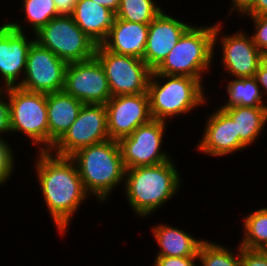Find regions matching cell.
Wrapping results in <instances>:
<instances>
[{
  "mask_svg": "<svg viewBox=\"0 0 267 266\" xmlns=\"http://www.w3.org/2000/svg\"><path fill=\"white\" fill-rule=\"evenodd\" d=\"M35 155L33 169L43 202L57 235L66 236L74 215L90 195L70 156L55 155L51 151H37Z\"/></svg>",
  "mask_w": 267,
  "mask_h": 266,
  "instance_id": "obj_1",
  "label": "cell"
},
{
  "mask_svg": "<svg viewBox=\"0 0 267 266\" xmlns=\"http://www.w3.org/2000/svg\"><path fill=\"white\" fill-rule=\"evenodd\" d=\"M173 160L172 157L164 163L126 169L123 196L134 218L144 220L152 217V214L178 196L183 181Z\"/></svg>",
  "mask_w": 267,
  "mask_h": 266,
  "instance_id": "obj_2",
  "label": "cell"
},
{
  "mask_svg": "<svg viewBox=\"0 0 267 266\" xmlns=\"http://www.w3.org/2000/svg\"><path fill=\"white\" fill-rule=\"evenodd\" d=\"M70 157L90 198L103 205L120 185L123 190L126 168L118 141L109 139L85 146Z\"/></svg>",
  "mask_w": 267,
  "mask_h": 266,
  "instance_id": "obj_3",
  "label": "cell"
},
{
  "mask_svg": "<svg viewBox=\"0 0 267 266\" xmlns=\"http://www.w3.org/2000/svg\"><path fill=\"white\" fill-rule=\"evenodd\" d=\"M147 93L152 119L168 124L209 104L205 86L188 76L151 73Z\"/></svg>",
  "mask_w": 267,
  "mask_h": 266,
  "instance_id": "obj_4",
  "label": "cell"
},
{
  "mask_svg": "<svg viewBox=\"0 0 267 266\" xmlns=\"http://www.w3.org/2000/svg\"><path fill=\"white\" fill-rule=\"evenodd\" d=\"M213 36L214 23L192 24L152 73L193 77L204 85V75L215 66Z\"/></svg>",
  "mask_w": 267,
  "mask_h": 266,
  "instance_id": "obj_5",
  "label": "cell"
},
{
  "mask_svg": "<svg viewBox=\"0 0 267 266\" xmlns=\"http://www.w3.org/2000/svg\"><path fill=\"white\" fill-rule=\"evenodd\" d=\"M8 98L11 135L27 138L35 152L49 151L47 94L8 87Z\"/></svg>",
  "mask_w": 267,
  "mask_h": 266,
  "instance_id": "obj_6",
  "label": "cell"
},
{
  "mask_svg": "<svg viewBox=\"0 0 267 266\" xmlns=\"http://www.w3.org/2000/svg\"><path fill=\"white\" fill-rule=\"evenodd\" d=\"M224 27L222 20L214 23L213 56H217L216 50L221 48V54H218L221 62L218 65H222L223 73H227L229 78L255 77L262 53L253 43L249 31L241 27L229 34L224 33ZM218 45L221 47H217Z\"/></svg>",
  "mask_w": 267,
  "mask_h": 266,
  "instance_id": "obj_7",
  "label": "cell"
},
{
  "mask_svg": "<svg viewBox=\"0 0 267 266\" xmlns=\"http://www.w3.org/2000/svg\"><path fill=\"white\" fill-rule=\"evenodd\" d=\"M35 41L67 63L86 61L95 56L96 44L78 27L72 16L51 19L34 34Z\"/></svg>",
  "mask_w": 267,
  "mask_h": 266,
  "instance_id": "obj_8",
  "label": "cell"
},
{
  "mask_svg": "<svg viewBox=\"0 0 267 266\" xmlns=\"http://www.w3.org/2000/svg\"><path fill=\"white\" fill-rule=\"evenodd\" d=\"M95 57L105 71L112 97L147 92L152 70L143 59L114 53L102 45L96 46Z\"/></svg>",
  "mask_w": 267,
  "mask_h": 266,
  "instance_id": "obj_9",
  "label": "cell"
},
{
  "mask_svg": "<svg viewBox=\"0 0 267 266\" xmlns=\"http://www.w3.org/2000/svg\"><path fill=\"white\" fill-rule=\"evenodd\" d=\"M167 125V122L151 119L118 141L126 169L156 165L172 158L163 146Z\"/></svg>",
  "mask_w": 267,
  "mask_h": 266,
  "instance_id": "obj_10",
  "label": "cell"
},
{
  "mask_svg": "<svg viewBox=\"0 0 267 266\" xmlns=\"http://www.w3.org/2000/svg\"><path fill=\"white\" fill-rule=\"evenodd\" d=\"M109 139L105 105L83 104L74 123L50 151L59 156H71L80 148Z\"/></svg>",
  "mask_w": 267,
  "mask_h": 266,
  "instance_id": "obj_11",
  "label": "cell"
},
{
  "mask_svg": "<svg viewBox=\"0 0 267 266\" xmlns=\"http://www.w3.org/2000/svg\"><path fill=\"white\" fill-rule=\"evenodd\" d=\"M67 64L48 48L34 41L28 51L22 83L18 87L44 94L62 91Z\"/></svg>",
  "mask_w": 267,
  "mask_h": 266,
  "instance_id": "obj_12",
  "label": "cell"
},
{
  "mask_svg": "<svg viewBox=\"0 0 267 266\" xmlns=\"http://www.w3.org/2000/svg\"><path fill=\"white\" fill-rule=\"evenodd\" d=\"M63 90L83 104L105 105L112 97L105 71L95 56L67 64Z\"/></svg>",
  "mask_w": 267,
  "mask_h": 266,
  "instance_id": "obj_13",
  "label": "cell"
},
{
  "mask_svg": "<svg viewBox=\"0 0 267 266\" xmlns=\"http://www.w3.org/2000/svg\"><path fill=\"white\" fill-rule=\"evenodd\" d=\"M30 34L15 30L6 21L0 23V88L22 83L28 51L35 41Z\"/></svg>",
  "mask_w": 267,
  "mask_h": 266,
  "instance_id": "obj_14",
  "label": "cell"
},
{
  "mask_svg": "<svg viewBox=\"0 0 267 266\" xmlns=\"http://www.w3.org/2000/svg\"><path fill=\"white\" fill-rule=\"evenodd\" d=\"M105 107L111 140L119 141L131 135L138 126L152 119L147 92L111 97Z\"/></svg>",
  "mask_w": 267,
  "mask_h": 266,
  "instance_id": "obj_15",
  "label": "cell"
},
{
  "mask_svg": "<svg viewBox=\"0 0 267 266\" xmlns=\"http://www.w3.org/2000/svg\"><path fill=\"white\" fill-rule=\"evenodd\" d=\"M205 117L201 139L195 145V151L214 158L241 153L247 148L240 142L234 120L217 105Z\"/></svg>",
  "mask_w": 267,
  "mask_h": 266,
  "instance_id": "obj_16",
  "label": "cell"
},
{
  "mask_svg": "<svg viewBox=\"0 0 267 266\" xmlns=\"http://www.w3.org/2000/svg\"><path fill=\"white\" fill-rule=\"evenodd\" d=\"M176 17L163 10L149 23L143 60L152 71L162 63L183 33L192 25Z\"/></svg>",
  "mask_w": 267,
  "mask_h": 266,
  "instance_id": "obj_17",
  "label": "cell"
},
{
  "mask_svg": "<svg viewBox=\"0 0 267 266\" xmlns=\"http://www.w3.org/2000/svg\"><path fill=\"white\" fill-rule=\"evenodd\" d=\"M149 24L129 22L115 17L106 40L101 44L117 54L143 59Z\"/></svg>",
  "mask_w": 267,
  "mask_h": 266,
  "instance_id": "obj_18",
  "label": "cell"
},
{
  "mask_svg": "<svg viewBox=\"0 0 267 266\" xmlns=\"http://www.w3.org/2000/svg\"><path fill=\"white\" fill-rule=\"evenodd\" d=\"M150 230L159 248L155 256L198 257L200 244L205 240L163 221L153 224Z\"/></svg>",
  "mask_w": 267,
  "mask_h": 266,
  "instance_id": "obj_19",
  "label": "cell"
},
{
  "mask_svg": "<svg viewBox=\"0 0 267 266\" xmlns=\"http://www.w3.org/2000/svg\"><path fill=\"white\" fill-rule=\"evenodd\" d=\"M71 16L96 45L106 40L115 19L114 12L93 0H78Z\"/></svg>",
  "mask_w": 267,
  "mask_h": 266,
  "instance_id": "obj_20",
  "label": "cell"
},
{
  "mask_svg": "<svg viewBox=\"0 0 267 266\" xmlns=\"http://www.w3.org/2000/svg\"><path fill=\"white\" fill-rule=\"evenodd\" d=\"M83 106L64 90L47 94L49 151L76 120Z\"/></svg>",
  "mask_w": 267,
  "mask_h": 266,
  "instance_id": "obj_21",
  "label": "cell"
},
{
  "mask_svg": "<svg viewBox=\"0 0 267 266\" xmlns=\"http://www.w3.org/2000/svg\"><path fill=\"white\" fill-rule=\"evenodd\" d=\"M221 109L236 123L240 142L246 148L260 140L266 129L264 127H267V107L234 106Z\"/></svg>",
  "mask_w": 267,
  "mask_h": 266,
  "instance_id": "obj_22",
  "label": "cell"
},
{
  "mask_svg": "<svg viewBox=\"0 0 267 266\" xmlns=\"http://www.w3.org/2000/svg\"><path fill=\"white\" fill-rule=\"evenodd\" d=\"M228 79V80H227ZM224 104L220 108L234 106L267 107V100L262 95L255 77L225 78ZM227 82V83H226Z\"/></svg>",
  "mask_w": 267,
  "mask_h": 266,
  "instance_id": "obj_23",
  "label": "cell"
},
{
  "mask_svg": "<svg viewBox=\"0 0 267 266\" xmlns=\"http://www.w3.org/2000/svg\"><path fill=\"white\" fill-rule=\"evenodd\" d=\"M21 4L18 11L21 10L20 13H23L24 19L20 21L19 19L18 21H12V18L9 21L6 20L12 28L20 32L28 33L30 31V33L35 34L51 19L60 16L53 0H22ZM26 25L27 27H25Z\"/></svg>",
  "mask_w": 267,
  "mask_h": 266,
  "instance_id": "obj_24",
  "label": "cell"
},
{
  "mask_svg": "<svg viewBox=\"0 0 267 266\" xmlns=\"http://www.w3.org/2000/svg\"><path fill=\"white\" fill-rule=\"evenodd\" d=\"M242 240L239 246L250 250H267V207L250 210L242 217Z\"/></svg>",
  "mask_w": 267,
  "mask_h": 266,
  "instance_id": "obj_25",
  "label": "cell"
},
{
  "mask_svg": "<svg viewBox=\"0 0 267 266\" xmlns=\"http://www.w3.org/2000/svg\"><path fill=\"white\" fill-rule=\"evenodd\" d=\"M226 245L205 239L198 249L199 266H242L241 247L236 245L235 252Z\"/></svg>",
  "mask_w": 267,
  "mask_h": 266,
  "instance_id": "obj_26",
  "label": "cell"
},
{
  "mask_svg": "<svg viewBox=\"0 0 267 266\" xmlns=\"http://www.w3.org/2000/svg\"><path fill=\"white\" fill-rule=\"evenodd\" d=\"M163 10L160 2L158 5V0H120L115 17L129 22L149 24Z\"/></svg>",
  "mask_w": 267,
  "mask_h": 266,
  "instance_id": "obj_27",
  "label": "cell"
},
{
  "mask_svg": "<svg viewBox=\"0 0 267 266\" xmlns=\"http://www.w3.org/2000/svg\"><path fill=\"white\" fill-rule=\"evenodd\" d=\"M16 153L9 141L0 140V187L8 184L16 172ZM15 169V170H14Z\"/></svg>",
  "mask_w": 267,
  "mask_h": 266,
  "instance_id": "obj_28",
  "label": "cell"
},
{
  "mask_svg": "<svg viewBox=\"0 0 267 266\" xmlns=\"http://www.w3.org/2000/svg\"><path fill=\"white\" fill-rule=\"evenodd\" d=\"M243 17L249 20L251 19V24L253 23V27H251L252 33L249 32L252 37L253 43L262 54H267V14Z\"/></svg>",
  "mask_w": 267,
  "mask_h": 266,
  "instance_id": "obj_29",
  "label": "cell"
},
{
  "mask_svg": "<svg viewBox=\"0 0 267 266\" xmlns=\"http://www.w3.org/2000/svg\"><path fill=\"white\" fill-rule=\"evenodd\" d=\"M10 134L11 127L8 88H0V140L8 141L5 136L10 137Z\"/></svg>",
  "mask_w": 267,
  "mask_h": 266,
  "instance_id": "obj_30",
  "label": "cell"
},
{
  "mask_svg": "<svg viewBox=\"0 0 267 266\" xmlns=\"http://www.w3.org/2000/svg\"><path fill=\"white\" fill-rule=\"evenodd\" d=\"M242 266H267V250H250L241 247Z\"/></svg>",
  "mask_w": 267,
  "mask_h": 266,
  "instance_id": "obj_31",
  "label": "cell"
},
{
  "mask_svg": "<svg viewBox=\"0 0 267 266\" xmlns=\"http://www.w3.org/2000/svg\"><path fill=\"white\" fill-rule=\"evenodd\" d=\"M151 266H199L198 257L155 256Z\"/></svg>",
  "mask_w": 267,
  "mask_h": 266,
  "instance_id": "obj_32",
  "label": "cell"
},
{
  "mask_svg": "<svg viewBox=\"0 0 267 266\" xmlns=\"http://www.w3.org/2000/svg\"><path fill=\"white\" fill-rule=\"evenodd\" d=\"M256 2L257 0H230V8H227L229 11L225 17H231L237 13L240 18L241 16H244L256 4Z\"/></svg>",
  "mask_w": 267,
  "mask_h": 266,
  "instance_id": "obj_33",
  "label": "cell"
},
{
  "mask_svg": "<svg viewBox=\"0 0 267 266\" xmlns=\"http://www.w3.org/2000/svg\"><path fill=\"white\" fill-rule=\"evenodd\" d=\"M255 78L260 86L261 92L265 100H267V54H262L261 62L256 71Z\"/></svg>",
  "mask_w": 267,
  "mask_h": 266,
  "instance_id": "obj_34",
  "label": "cell"
},
{
  "mask_svg": "<svg viewBox=\"0 0 267 266\" xmlns=\"http://www.w3.org/2000/svg\"><path fill=\"white\" fill-rule=\"evenodd\" d=\"M59 15L71 16L78 0H53Z\"/></svg>",
  "mask_w": 267,
  "mask_h": 266,
  "instance_id": "obj_35",
  "label": "cell"
},
{
  "mask_svg": "<svg viewBox=\"0 0 267 266\" xmlns=\"http://www.w3.org/2000/svg\"><path fill=\"white\" fill-rule=\"evenodd\" d=\"M267 14V0H257L256 4L244 16Z\"/></svg>",
  "mask_w": 267,
  "mask_h": 266,
  "instance_id": "obj_36",
  "label": "cell"
},
{
  "mask_svg": "<svg viewBox=\"0 0 267 266\" xmlns=\"http://www.w3.org/2000/svg\"><path fill=\"white\" fill-rule=\"evenodd\" d=\"M93 1L104 7H107L114 13L117 12L120 5V0H93Z\"/></svg>",
  "mask_w": 267,
  "mask_h": 266,
  "instance_id": "obj_37",
  "label": "cell"
}]
</instances>
